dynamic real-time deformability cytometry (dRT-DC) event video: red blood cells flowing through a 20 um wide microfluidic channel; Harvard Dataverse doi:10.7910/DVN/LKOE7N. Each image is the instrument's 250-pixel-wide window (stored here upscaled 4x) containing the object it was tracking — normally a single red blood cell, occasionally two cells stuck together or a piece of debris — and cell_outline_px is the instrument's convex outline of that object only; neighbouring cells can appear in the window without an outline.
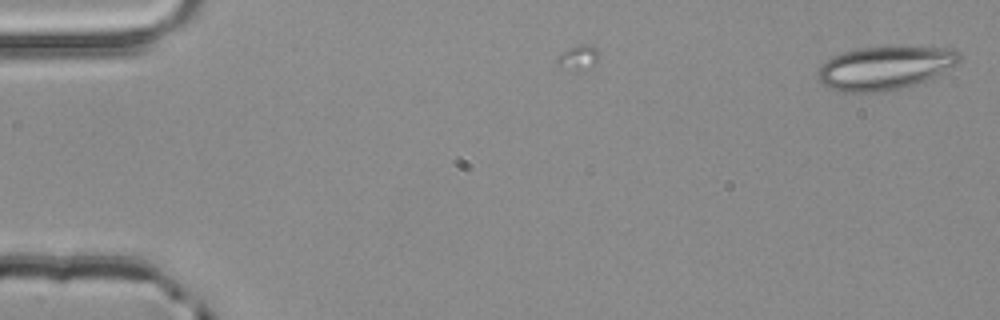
{"species": "common noctule bat (a hibernating species)", "species_latin": "Nyctalus noctula", "temperature_condition": "room temperature", "stored_images_in_passage": 3, "camera_frame_rate_fps": 3000, "um_per_image_px": 0.085, "animal": {"sex": "male", "body_mass_g": 20.4}, "frame": {"image": 1, "passage_image": 1, "time_ms": 0.0, "image_size_px": [1000, 320], "cell_outline_px": [[960, 64], [924, 80], [900, 88], [880, 92], [844, 92], [832, 88], [824, 84], [816, 76], [820, 68], [832, 56], [844, 52], [860, 48], [888, 44], [956, 48], [960, 56]], "centroid_in_image_um": [75.29, 5.71], "position_along_channel_um": 9.7, "area_um2": 36.3}}